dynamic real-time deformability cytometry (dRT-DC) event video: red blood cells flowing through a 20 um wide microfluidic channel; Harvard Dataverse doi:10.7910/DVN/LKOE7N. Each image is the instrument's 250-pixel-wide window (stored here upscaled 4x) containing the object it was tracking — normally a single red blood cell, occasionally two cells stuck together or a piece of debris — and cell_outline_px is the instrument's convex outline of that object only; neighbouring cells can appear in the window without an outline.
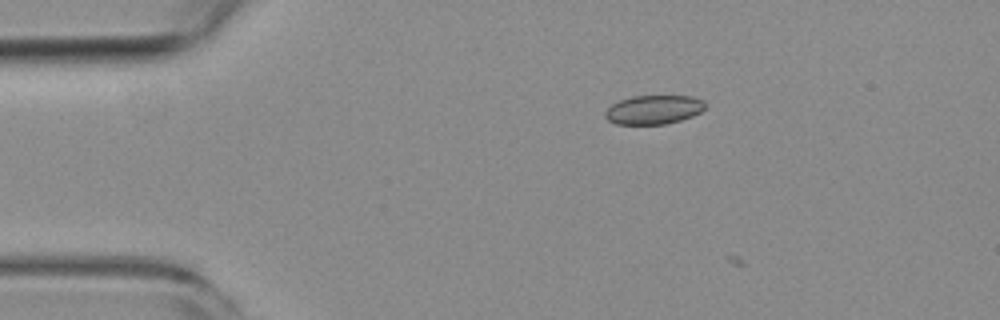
{"species": "common noctule bat (a hibernating species)", "species_latin": "Nyctalus noctula", "temperature_condition": "room temperature", "stored_images_in_passage": 5, "camera_frame_rate_fps": 3000, "um_per_image_px": 0.085, "animal": {"sex": "female", "body_mass_g": 19.3, "forearm_length_mm": 54.1}, "frame": {"image": 1, "passage_image": 3, "time_ms": 2.333, "image_size_px": [1000, 320], "cell_outline_px": [[704, 108], [700, 112], [692, 116], [668, 124], [616, 124], [608, 120], [604, 116], [604, 112], [612, 104], [620, 100], [632, 96], [692, 96], [704, 100]], "centroid_in_image_um": [55.55, 9.32], "position_along_channel_um": 29.5, "area_um2": 16.88}}